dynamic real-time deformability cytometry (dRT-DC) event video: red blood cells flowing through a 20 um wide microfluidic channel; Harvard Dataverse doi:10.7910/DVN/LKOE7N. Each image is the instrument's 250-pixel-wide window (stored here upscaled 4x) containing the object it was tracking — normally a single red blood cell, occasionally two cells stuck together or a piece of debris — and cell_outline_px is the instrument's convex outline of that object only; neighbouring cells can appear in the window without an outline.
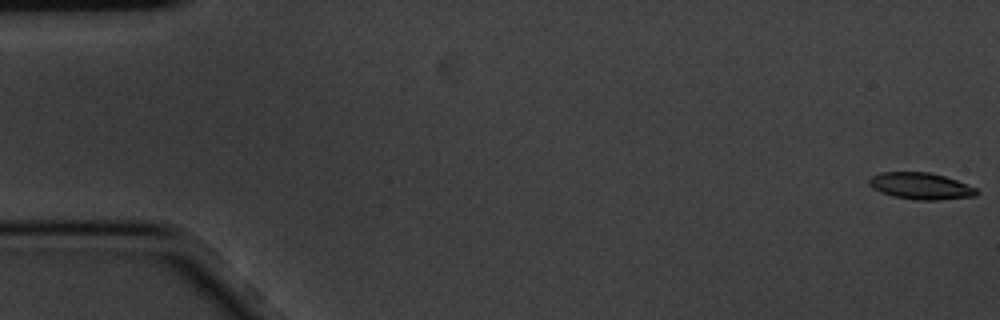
{"species": "common noctule bat (a hibernating species)", "species_latin": "Nyctalus noctula", "temperature_condition": "cold", "stored_images_in_passage": 5, "camera_frame_rate_fps": 3000, "um_per_image_px": 0.085, "animal": {"sex": "male", "body_mass_g": 20.1, "forearm_length_mm": 53.5}, "frame": {"image": 1, "passage_image": 1, "time_ms": 0.0, "image_size_px": [1000, 320], "cell_outline_px": [[980, 192], [976, 196], [940, 200], [916, 200], [892, 196], [880, 192], [872, 188], [868, 184], [868, 180], [872, 176], [880, 172], [928, 172], [944, 176], [956, 180], [976, 188]], "centroid_in_image_um": [78.25, 15.82], "position_along_channel_um": 6.7, "area_um2": 16.82}}
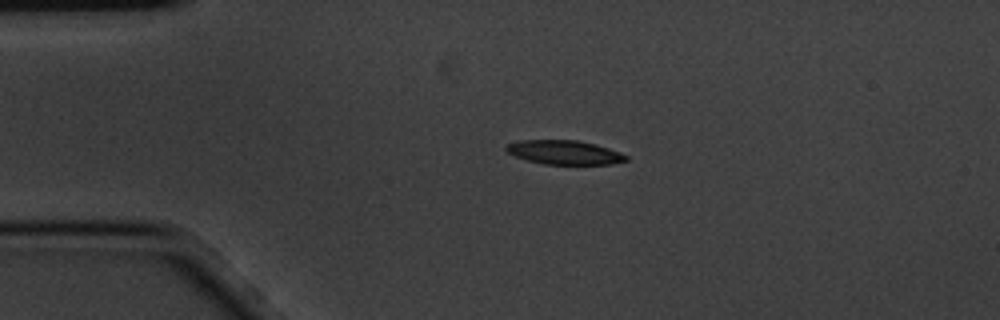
{"frame": {"image": 2, "passage_image": 3, "time_ms": 0.667, "image_size_px": [1000, 320], "cell_outline_px": [[628, 160], [608, 164], [544, 164], [528, 160], [516, 156], [508, 152], [504, 148], [508, 144], [520, 140], [576, 140], [596, 144], [620, 152], [628, 156]], "centroid_in_image_um": [47.98, 12.95], "position_along_channel_um": 37.0, "area_um2": 16.65}}
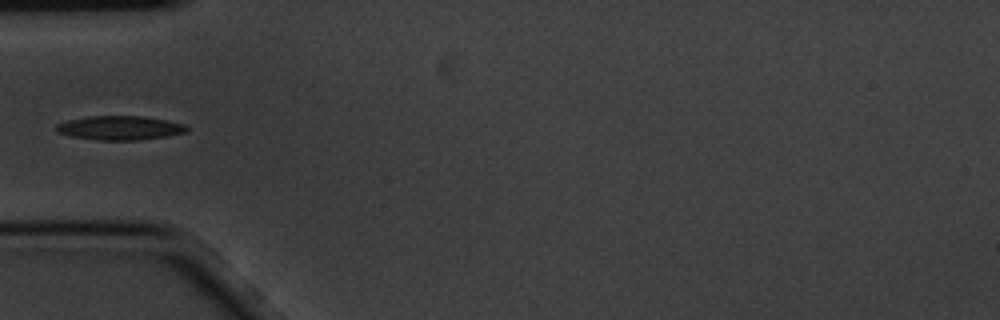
{"frame": {"image": 3, "passage_image": 5, "time_ms": 1.333, "image_size_px": [1000, 320], "cell_outline_px": [[188, 132], [140, 140], [96, 140], [72, 136], [56, 132], [56, 124], [68, 120], [88, 116], [140, 116], [164, 120], [184, 124], [188, 128]], "centroid_in_image_um": [10.16, 10.87], "position_along_channel_um": 74.8, "area_um2": 18.15}}